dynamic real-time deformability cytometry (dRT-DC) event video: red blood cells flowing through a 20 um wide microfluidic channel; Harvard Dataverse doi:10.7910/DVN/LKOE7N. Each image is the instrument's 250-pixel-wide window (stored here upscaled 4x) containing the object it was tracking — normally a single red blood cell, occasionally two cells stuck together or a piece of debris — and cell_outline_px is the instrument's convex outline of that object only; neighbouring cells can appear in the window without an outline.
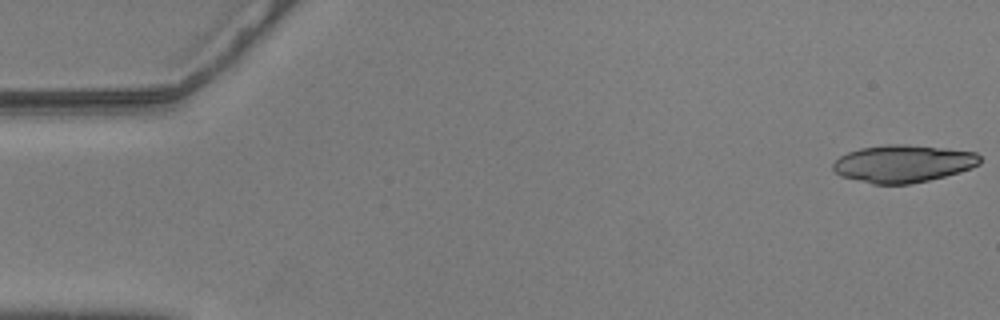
{"species": "common noctule bat (a hibernating species)", "species_latin": "Nyctalus noctula", "temperature_condition": "warm", "stored_images_in_passage": 10, "camera_frame_rate_fps": 3000, "um_per_image_px": 0.085, "animal": {"sex": "male", "body_mass_g": 20.5, "forearm_length_mm": 52.5}, "frame": {"image": 1, "passage_image": 1, "time_ms": 0.0, "image_size_px": [1000, 320], "cell_outline_px": [[980, 164], [972, 168], [944, 176], [928, 180], [908, 184], [872, 184], [840, 176], [832, 168], [832, 164], [840, 156], [848, 152], [860, 148], [888, 144], [904, 144], [944, 148], [976, 152], [980, 156]], "centroid_in_image_um": [76.75, 13.91], "position_along_channel_um": 8.3, "area_um2": 32.02}}